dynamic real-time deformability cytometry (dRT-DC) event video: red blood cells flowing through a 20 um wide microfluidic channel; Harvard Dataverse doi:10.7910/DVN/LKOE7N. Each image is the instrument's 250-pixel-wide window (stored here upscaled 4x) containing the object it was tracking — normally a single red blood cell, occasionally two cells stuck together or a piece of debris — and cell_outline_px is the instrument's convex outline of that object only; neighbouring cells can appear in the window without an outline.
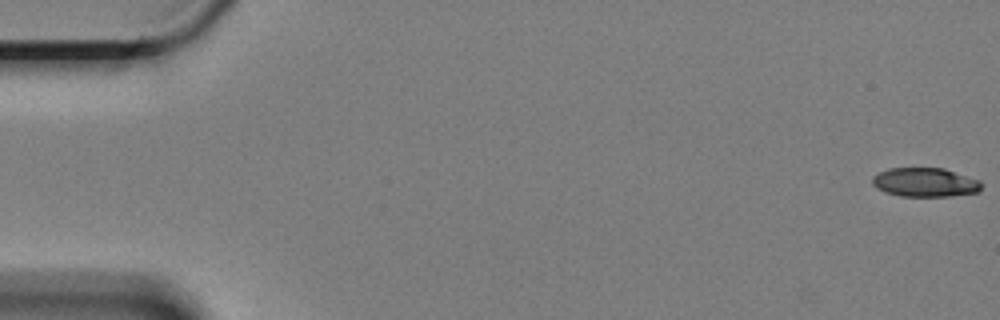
{"species": "Egyptian fruit bat (a non-hibernating species)", "species_latin": "Rousettus aegyptiacus", "temperature_condition": "cold", "stored_images_in_passage": 61, "camera_frame_rate_fps": 3000, "um_per_image_px": 0.085, "animal": {"sex": "female"}, "frame": {"image": 1, "passage_image": 1, "time_ms": 0.0, "image_size_px": [1000, 320], "cell_outline_px": [[980, 188], [976, 192], [948, 196], [900, 196], [884, 192], [876, 188], [872, 184], [872, 176], [888, 168], [944, 168], [980, 180]], "centroid_in_image_um": [78.58, 15.49], "position_along_channel_um": 6.4, "area_um2": 18.38}}
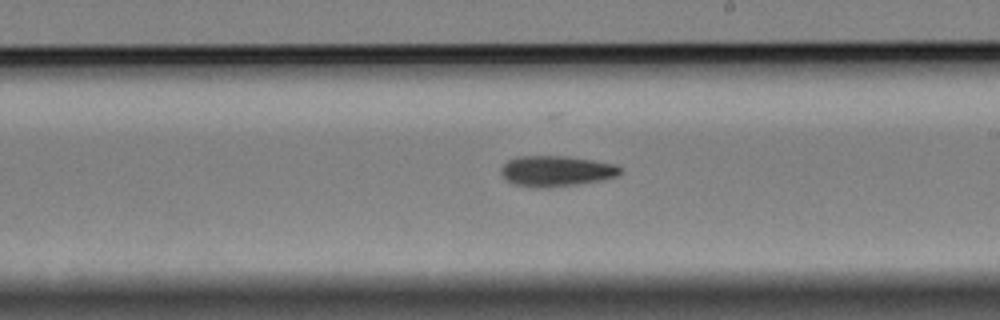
{"frame": {"image": 2, "passage_image": 35, "time_ms": 11.333, "image_size_px": [1000, 320], "cell_outline_px": [[624, 172], [616, 176], [600, 180], [576, 184], [544, 188], [532, 188], [512, 184], [504, 180], [500, 172], [500, 168], [508, 160], [516, 156], [568, 156], [616, 164], [624, 168]], "centroid_in_image_um": [47.25, 14.54], "position_along_channel_um": 241.7, "area_um2": 21.68}}
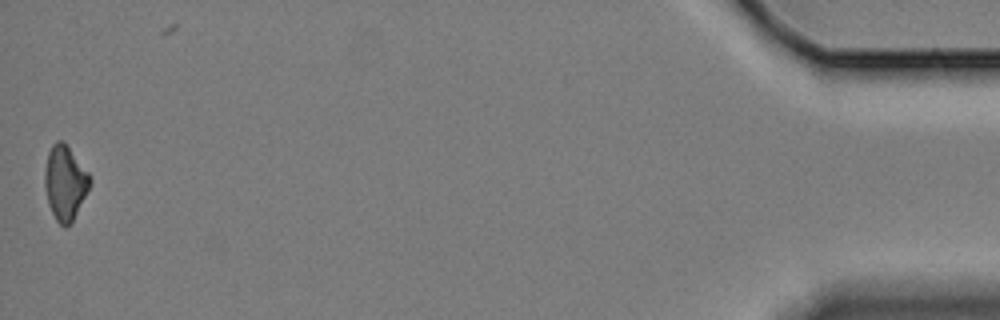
{"frame": {"image": 3, "passage_image": 60, "time_ms": 19.667, "image_size_px": [1000, 320], "cell_outline_px": [[92, 180], [72, 220], [64, 228], [56, 220], [48, 204], [44, 188], [44, 168], [48, 152], [52, 144], [56, 140], [60, 140], [68, 148], [92, 176]], "centroid_in_image_um": [5.49, 15.51], "position_along_channel_um": 429.7, "area_um2": 19.25}, "authors_computed_cell_mechanics": {"area_um2": 20.3456, "velocity_mm_per_s": 3.3533, "shape_relaxation_time_tau1_ms": 6.3318, "shape_relaxation_time_tau2_ms": null, "deformation_change_tau1": 0.1542, "deformation_change_tau2": null}}